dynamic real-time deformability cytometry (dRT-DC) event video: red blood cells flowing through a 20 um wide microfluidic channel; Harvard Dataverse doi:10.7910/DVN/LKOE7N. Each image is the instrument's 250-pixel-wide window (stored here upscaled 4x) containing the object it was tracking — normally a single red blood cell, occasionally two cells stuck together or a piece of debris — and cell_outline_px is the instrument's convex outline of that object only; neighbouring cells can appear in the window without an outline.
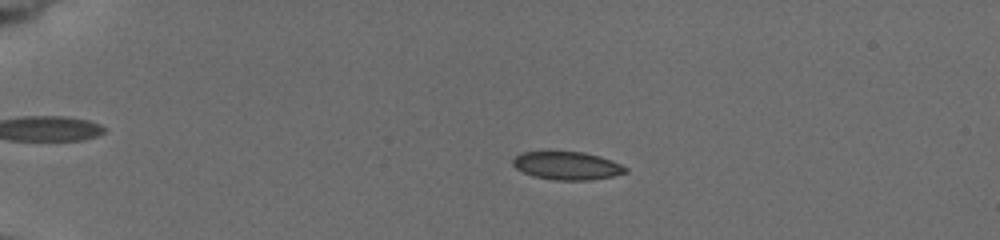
{"species": "common noctule bat (a hibernating species)", "species_latin": "Nyctalus noctula", "temperature_condition": "cold", "stored_images_in_passage": 53, "camera_frame_rate_fps": 3000, "um_per_image_px": 0.085, "animal": {"sex": "female", "body_mass_g": 19.5, "forearm_length_mm": 54.1}, "frame": {"image": 1, "passage_image": 14, "time_ms": 4.0, "image_size_px": [1000, 240], "cell_outline_px": [[628, 172], [612, 176], [588, 180], [556, 180], [532, 176], [516, 168], [512, 164], [512, 160], [520, 152], [584, 152], [600, 156], [612, 160], [628, 168]], "centroid_in_image_um": [48.21, 14.08], "position_along_channel_um": 36.8, "area_um2": 18.38}}
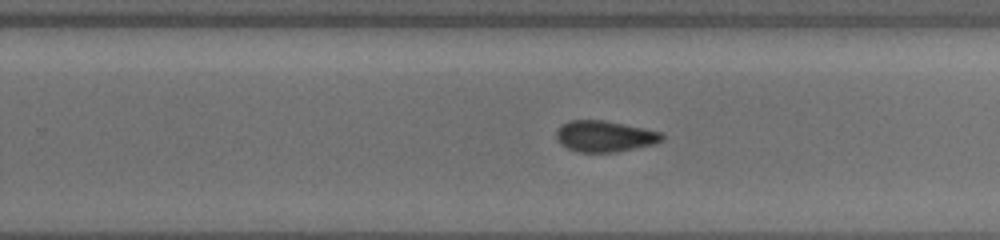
{"frame": {"image": 2, "passage_image": 36, "time_ms": 12.0, "image_size_px": [1000, 240], "cell_outline_px": [[664, 140], [656, 144], [616, 152], [576, 152], [560, 144], [556, 140], [556, 132], [568, 120], [600, 120], [660, 132], [664, 136]], "centroid_in_image_um": [51.38, 11.6], "position_along_channel_um": 278.4, "area_um2": 18.96}}
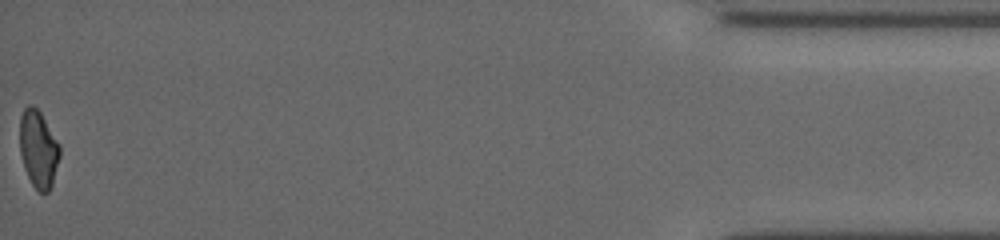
{"frame": {"image": 3, "passage_image": 53, "time_ms": 18.0, "image_size_px": [1000, 240], "cell_outline_px": [[60, 156], [52, 184], [48, 192], [40, 192], [32, 184], [24, 168], [20, 152], [20, 116], [24, 108], [28, 104], [32, 104], [40, 112], [60, 144]], "centroid_in_image_um": [3.26, 12.64], "position_along_channel_um": 431.9, "area_um2": 17.98}, "authors_computed_cell_mechanics": {"area_um2": 18.8428, "velocity_mm_per_s": 3.8704, "shape_relaxation_time_tau1_ms": 7.1075, "shape_relaxation_time_tau2_ms": 2.7842, "deformation_change_tau1": 0.1282, "deformation_change_tau2": 0.0839}}